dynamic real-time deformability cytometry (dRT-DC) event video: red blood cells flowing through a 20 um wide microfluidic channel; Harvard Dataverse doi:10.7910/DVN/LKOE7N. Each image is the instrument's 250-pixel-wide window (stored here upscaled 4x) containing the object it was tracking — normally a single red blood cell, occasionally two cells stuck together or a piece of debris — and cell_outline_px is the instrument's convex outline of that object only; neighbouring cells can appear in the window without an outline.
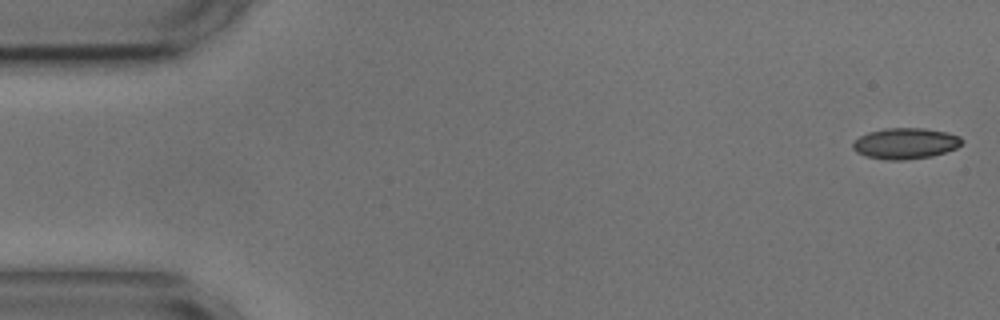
{"species": "common noctule bat (a hibernating species)", "species_latin": "Nyctalus noctula", "temperature_condition": "cold", "stored_images_in_passage": 50, "camera_frame_rate_fps": 3000, "um_per_image_px": 0.085, "animal": {"sex": "male", "body_mass_g": 17.9, "forearm_length_mm": 54.2}, "frame": {"image": 1, "passage_image": 1, "time_ms": 0.0, "image_size_px": [1000, 320], "cell_outline_px": [[964, 140], [956, 148], [932, 156], [904, 160], [888, 160], [868, 156], [856, 152], [852, 148], [852, 144], [860, 136], [868, 132], [884, 128], [924, 128], [944, 132], [960, 136]], "centroid_in_image_um": [76.95, 12.19], "position_along_channel_um": 8.1, "area_um2": 19.54}}
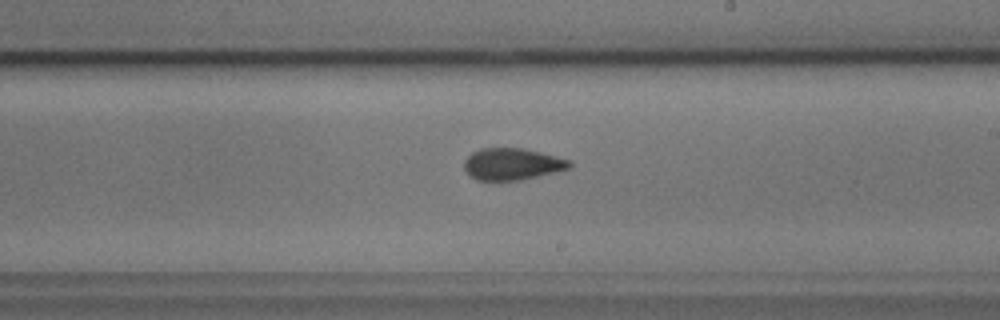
{"frame": {"image": 2, "passage_image": 31, "time_ms": 10.0, "image_size_px": [1000, 320], "cell_outline_px": [[572, 164], [568, 168], [520, 180], [476, 180], [468, 176], [464, 168], [464, 160], [472, 152], [480, 148], [524, 148], [572, 160]], "centroid_in_image_um": [43.49, 13.94], "position_along_channel_um": 245.5, "area_um2": 19.48}}
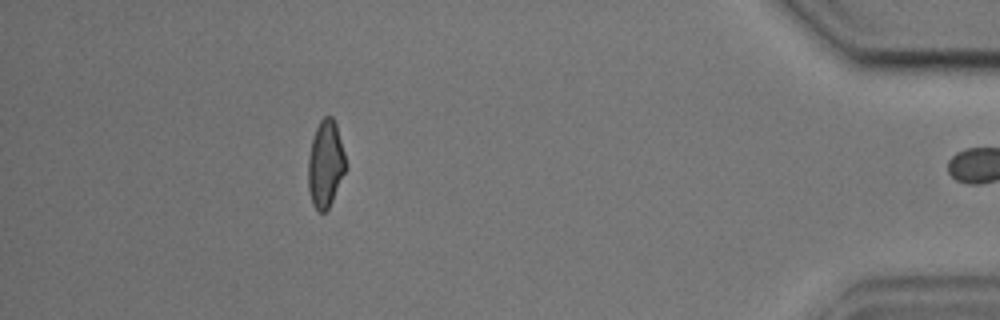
{"frame": {"image": 3, "passage_image": 49, "time_ms": 16.0, "image_size_px": [1000, 320], "cell_outline_px": [[348, 168], [328, 208], [324, 212], [320, 212], [312, 204], [308, 188], [308, 156], [312, 140], [316, 128], [320, 120], [324, 116], [332, 116], [336, 124], [344, 152]], "centroid_in_image_um": [27.68, 13.93], "position_along_channel_um": 407.5, "area_um2": 19.13}, "authors_computed_cell_mechanics": {"area_um2": 19.6231, "velocity_mm_per_s": 3.6034, "shape_relaxation_time_tau1_ms": 7.2848, "shape_relaxation_time_tau2_ms": 1.8889, "deformation_change_tau1": 0.1537, "deformation_change_tau2": 0.0802}}